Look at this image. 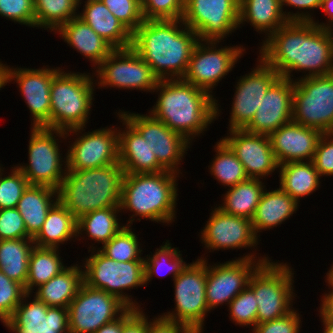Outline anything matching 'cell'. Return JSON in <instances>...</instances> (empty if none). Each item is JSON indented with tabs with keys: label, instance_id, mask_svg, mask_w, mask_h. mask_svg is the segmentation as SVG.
Returning a JSON list of instances; mask_svg holds the SVG:
<instances>
[{
	"label": "cell",
	"instance_id": "34",
	"mask_svg": "<svg viewBox=\"0 0 333 333\" xmlns=\"http://www.w3.org/2000/svg\"><path fill=\"white\" fill-rule=\"evenodd\" d=\"M279 167L280 187L298 203L299 198L318 190L321 175L312 161L287 162Z\"/></svg>",
	"mask_w": 333,
	"mask_h": 333
},
{
	"label": "cell",
	"instance_id": "29",
	"mask_svg": "<svg viewBox=\"0 0 333 333\" xmlns=\"http://www.w3.org/2000/svg\"><path fill=\"white\" fill-rule=\"evenodd\" d=\"M56 32L67 44L87 59L89 58L95 68L114 50L106 40L78 16L63 24Z\"/></svg>",
	"mask_w": 333,
	"mask_h": 333
},
{
	"label": "cell",
	"instance_id": "61",
	"mask_svg": "<svg viewBox=\"0 0 333 333\" xmlns=\"http://www.w3.org/2000/svg\"><path fill=\"white\" fill-rule=\"evenodd\" d=\"M76 1H77L78 4H81V3H82V2H81L82 0H76Z\"/></svg>",
	"mask_w": 333,
	"mask_h": 333
},
{
	"label": "cell",
	"instance_id": "57",
	"mask_svg": "<svg viewBox=\"0 0 333 333\" xmlns=\"http://www.w3.org/2000/svg\"><path fill=\"white\" fill-rule=\"evenodd\" d=\"M123 314L107 324L101 326L95 333H122Z\"/></svg>",
	"mask_w": 333,
	"mask_h": 333
},
{
	"label": "cell",
	"instance_id": "39",
	"mask_svg": "<svg viewBox=\"0 0 333 333\" xmlns=\"http://www.w3.org/2000/svg\"><path fill=\"white\" fill-rule=\"evenodd\" d=\"M77 7L79 4L76 0H34L35 27L56 32L63 24L78 16Z\"/></svg>",
	"mask_w": 333,
	"mask_h": 333
},
{
	"label": "cell",
	"instance_id": "21",
	"mask_svg": "<svg viewBox=\"0 0 333 333\" xmlns=\"http://www.w3.org/2000/svg\"><path fill=\"white\" fill-rule=\"evenodd\" d=\"M230 136L221 138L243 164L252 179H262L279 168L269 136L250 133L244 129L228 130Z\"/></svg>",
	"mask_w": 333,
	"mask_h": 333
},
{
	"label": "cell",
	"instance_id": "3",
	"mask_svg": "<svg viewBox=\"0 0 333 333\" xmlns=\"http://www.w3.org/2000/svg\"><path fill=\"white\" fill-rule=\"evenodd\" d=\"M155 91L160 94L149 113L189 142L220 114L212 94L183 79H161Z\"/></svg>",
	"mask_w": 333,
	"mask_h": 333
},
{
	"label": "cell",
	"instance_id": "25",
	"mask_svg": "<svg viewBox=\"0 0 333 333\" xmlns=\"http://www.w3.org/2000/svg\"><path fill=\"white\" fill-rule=\"evenodd\" d=\"M323 133L290 121L269 135L271 147L279 165L287 162L312 161Z\"/></svg>",
	"mask_w": 333,
	"mask_h": 333
},
{
	"label": "cell",
	"instance_id": "7",
	"mask_svg": "<svg viewBox=\"0 0 333 333\" xmlns=\"http://www.w3.org/2000/svg\"><path fill=\"white\" fill-rule=\"evenodd\" d=\"M270 261L261 263L248 282L258 304L257 324L281 318L293 310V269L286 263Z\"/></svg>",
	"mask_w": 333,
	"mask_h": 333
},
{
	"label": "cell",
	"instance_id": "15",
	"mask_svg": "<svg viewBox=\"0 0 333 333\" xmlns=\"http://www.w3.org/2000/svg\"><path fill=\"white\" fill-rule=\"evenodd\" d=\"M219 42L199 40L192 52L187 72L183 77L184 81L209 94L212 93L214 86L221 81V78L232 71L243 51H245V48L243 49L241 46H225L217 49L216 44H219Z\"/></svg>",
	"mask_w": 333,
	"mask_h": 333
},
{
	"label": "cell",
	"instance_id": "32",
	"mask_svg": "<svg viewBox=\"0 0 333 333\" xmlns=\"http://www.w3.org/2000/svg\"><path fill=\"white\" fill-rule=\"evenodd\" d=\"M77 265V266H76ZM74 264L37 288L35 297L48 307L68 308L83 284L82 266Z\"/></svg>",
	"mask_w": 333,
	"mask_h": 333
},
{
	"label": "cell",
	"instance_id": "10",
	"mask_svg": "<svg viewBox=\"0 0 333 333\" xmlns=\"http://www.w3.org/2000/svg\"><path fill=\"white\" fill-rule=\"evenodd\" d=\"M296 80L292 121L323 134L333 133V73Z\"/></svg>",
	"mask_w": 333,
	"mask_h": 333
},
{
	"label": "cell",
	"instance_id": "46",
	"mask_svg": "<svg viewBox=\"0 0 333 333\" xmlns=\"http://www.w3.org/2000/svg\"><path fill=\"white\" fill-rule=\"evenodd\" d=\"M26 294L24 287L0 271V320L5 324Z\"/></svg>",
	"mask_w": 333,
	"mask_h": 333
},
{
	"label": "cell",
	"instance_id": "18",
	"mask_svg": "<svg viewBox=\"0 0 333 333\" xmlns=\"http://www.w3.org/2000/svg\"><path fill=\"white\" fill-rule=\"evenodd\" d=\"M60 68H10L4 64V85L13 81L18 83L21 95L30 110L33 128L50 129L51 99L50 89L53 78Z\"/></svg>",
	"mask_w": 333,
	"mask_h": 333
},
{
	"label": "cell",
	"instance_id": "31",
	"mask_svg": "<svg viewBox=\"0 0 333 333\" xmlns=\"http://www.w3.org/2000/svg\"><path fill=\"white\" fill-rule=\"evenodd\" d=\"M57 201L58 190L51 187L29 185L24 191L16 208L21 214L27 234L31 238L39 233L47 218L48 211Z\"/></svg>",
	"mask_w": 333,
	"mask_h": 333
},
{
	"label": "cell",
	"instance_id": "47",
	"mask_svg": "<svg viewBox=\"0 0 333 333\" xmlns=\"http://www.w3.org/2000/svg\"><path fill=\"white\" fill-rule=\"evenodd\" d=\"M144 20L182 19L184 0H141Z\"/></svg>",
	"mask_w": 333,
	"mask_h": 333
},
{
	"label": "cell",
	"instance_id": "56",
	"mask_svg": "<svg viewBox=\"0 0 333 333\" xmlns=\"http://www.w3.org/2000/svg\"><path fill=\"white\" fill-rule=\"evenodd\" d=\"M320 8L323 12L326 13V15H328L329 23L327 25L324 23L319 24V22H315L314 19L311 22H313L317 27L332 30L331 25L333 26V0H322Z\"/></svg>",
	"mask_w": 333,
	"mask_h": 333
},
{
	"label": "cell",
	"instance_id": "52",
	"mask_svg": "<svg viewBox=\"0 0 333 333\" xmlns=\"http://www.w3.org/2000/svg\"><path fill=\"white\" fill-rule=\"evenodd\" d=\"M122 333H147V317L142 309L128 308L123 313Z\"/></svg>",
	"mask_w": 333,
	"mask_h": 333
},
{
	"label": "cell",
	"instance_id": "1",
	"mask_svg": "<svg viewBox=\"0 0 333 333\" xmlns=\"http://www.w3.org/2000/svg\"><path fill=\"white\" fill-rule=\"evenodd\" d=\"M333 30L311 21H289L263 41L261 59L281 77L309 71L304 77L333 73Z\"/></svg>",
	"mask_w": 333,
	"mask_h": 333
},
{
	"label": "cell",
	"instance_id": "17",
	"mask_svg": "<svg viewBox=\"0 0 333 333\" xmlns=\"http://www.w3.org/2000/svg\"><path fill=\"white\" fill-rule=\"evenodd\" d=\"M254 254L245 255L223 264L207 266L206 302L209 310L229 304L242 290L248 286L249 278L256 268L268 257L256 261ZM256 263V264H255Z\"/></svg>",
	"mask_w": 333,
	"mask_h": 333
},
{
	"label": "cell",
	"instance_id": "5",
	"mask_svg": "<svg viewBox=\"0 0 333 333\" xmlns=\"http://www.w3.org/2000/svg\"><path fill=\"white\" fill-rule=\"evenodd\" d=\"M171 171L156 173H125L122 182L120 209L134 212L126 224L131 226L140 216L155 222L171 223L175 219L177 176Z\"/></svg>",
	"mask_w": 333,
	"mask_h": 333
},
{
	"label": "cell",
	"instance_id": "14",
	"mask_svg": "<svg viewBox=\"0 0 333 333\" xmlns=\"http://www.w3.org/2000/svg\"><path fill=\"white\" fill-rule=\"evenodd\" d=\"M96 68L98 86L103 88L152 92L159 82L150 65L131 47L114 49Z\"/></svg>",
	"mask_w": 333,
	"mask_h": 333
},
{
	"label": "cell",
	"instance_id": "33",
	"mask_svg": "<svg viewBox=\"0 0 333 333\" xmlns=\"http://www.w3.org/2000/svg\"><path fill=\"white\" fill-rule=\"evenodd\" d=\"M77 236V219L58 200L48 211L41 230L33 238L37 247L59 248L60 244Z\"/></svg>",
	"mask_w": 333,
	"mask_h": 333
},
{
	"label": "cell",
	"instance_id": "43",
	"mask_svg": "<svg viewBox=\"0 0 333 333\" xmlns=\"http://www.w3.org/2000/svg\"><path fill=\"white\" fill-rule=\"evenodd\" d=\"M0 167V209L16 208L24 191L30 185L24 174L16 167H12L11 174L3 177Z\"/></svg>",
	"mask_w": 333,
	"mask_h": 333
},
{
	"label": "cell",
	"instance_id": "45",
	"mask_svg": "<svg viewBox=\"0 0 333 333\" xmlns=\"http://www.w3.org/2000/svg\"><path fill=\"white\" fill-rule=\"evenodd\" d=\"M102 2L131 33L144 21L141 0H102Z\"/></svg>",
	"mask_w": 333,
	"mask_h": 333
},
{
	"label": "cell",
	"instance_id": "11",
	"mask_svg": "<svg viewBox=\"0 0 333 333\" xmlns=\"http://www.w3.org/2000/svg\"><path fill=\"white\" fill-rule=\"evenodd\" d=\"M31 129L28 145L29 165L22 164L16 167L24 174L30 185L47 186L58 190L67 172V168L62 169V162L67 164V160H62L56 142L58 138L55 137L67 138L70 135L63 130L45 127Z\"/></svg>",
	"mask_w": 333,
	"mask_h": 333
},
{
	"label": "cell",
	"instance_id": "55",
	"mask_svg": "<svg viewBox=\"0 0 333 333\" xmlns=\"http://www.w3.org/2000/svg\"><path fill=\"white\" fill-rule=\"evenodd\" d=\"M322 303L320 307L321 319L333 320V290L325 294L322 298Z\"/></svg>",
	"mask_w": 333,
	"mask_h": 333
},
{
	"label": "cell",
	"instance_id": "16",
	"mask_svg": "<svg viewBox=\"0 0 333 333\" xmlns=\"http://www.w3.org/2000/svg\"><path fill=\"white\" fill-rule=\"evenodd\" d=\"M118 113L142 135L158 163L165 170L179 174L178 165H181L180 160L190 148V142L151 114Z\"/></svg>",
	"mask_w": 333,
	"mask_h": 333
},
{
	"label": "cell",
	"instance_id": "20",
	"mask_svg": "<svg viewBox=\"0 0 333 333\" xmlns=\"http://www.w3.org/2000/svg\"><path fill=\"white\" fill-rule=\"evenodd\" d=\"M259 65L237 82L229 120V130L244 129L254 117L270 86L280 77L279 73L261 58Z\"/></svg>",
	"mask_w": 333,
	"mask_h": 333
},
{
	"label": "cell",
	"instance_id": "37",
	"mask_svg": "<svg viewBox=\"0 0 333 333\" xmlns=\"http://www.w3.org/2000/svg\"><path fill=\"white\" fill-rule=\"evenodd\" d=\"M58 252V248L34 246L29 258L26 293L31 294L34 286H41L66 268Z\"/></svg>",
	"mask_w": 333,
	"mask_h": 333
},
{
	"label": "cell",
	"instance_id": "50",
	"mask_svg": "<svg viewBox=\"0 0 333 333\" xmlns=\"http://www.w3.org/2000/svg\"><path fill=\"white\" fill-rule=\"evenodd\" d=\"M312 162L321 176L333 175V133L321 135Z\"/></svg>",
	"mask_w": 333,
	"mask_h": 333
},
{
	"label": "cell",
	"instance_id": "19",
	"mask_svg": "<svg viewBox=\"0 0 333 333\" xmlns=\"http://www.w3.org/2000/svg\"><path fill=\"white\" fill-rule=\"evenodd\" d=\"M103 128L83 133L66 154L67 170H86L119 163L118 130Z\"/></svg>",
	"mask_w": 333,
	"mask_h": 333
},
{
	"label": "cell",
	"instance_id": "44",
	"mask_svg": "<svg viewBox=\"0 0 333 333\" xmlns=\"http://www.w3.org/2000/svg\"><path fill=\"white\" fill-rule=\"evenodd\" d=\"M228 305L230 318L236 322L235 324L252 325L253 328L256 326L258 304L254 291L249 286L242 290Z\"/></svg>",
	"mask_w": 333,
	"mask_h": 333
},
{
	"label": "cell",
	"instance_id": "48",
	"mask_svg": "<svg viewBox=\"0 0 333 333\" xmlns=\"http://www.w3.org/2000/svg\"><path fill=\"white\" fill-rule=\"evenodd\" d=\"M0 16L34 28V0H0Z\"/></svg>",
	"mask_w": 333,
	"mask_h": 333
},
{
	"label": "cell",
	"instance_id": "26",
	"mask_svg": "<svg viewBox=\"0 0 333 333\" xmlns=\"http://www.w3.org/2000/svg\"><path fill=\"white\" fill-rule=\"evenodd\" d=\"M118 116L126 125L124 132L118 130L119 164L124 172L139 174L165 171L142 135L119 113Z\"/></svg>",
	"mask_w": 333,
	"mask_h": 333
},
{
	"label": "cell",
	"instance_id": "30",
	"mask_svg": "<svg viewBox=\"0 0 333 333\" xmlns=\"http://www.w3.org/2000/svg\"><path fill=\"white\" fill-rule=\"evenodd\" d=\"M298 206V202L280 186L270 192L265 189L251 220L255 236L258 238L260 230H270L282 224L297 211Z\"/></svg>",
	"mask_w": 333,
	"mask_h": 333
},
{
	"label": "cell",
	"instance_id": "59",
	"mask_svg": "<svg viewBox=\"0 0 333 333\" xmlns=\"http://www.w3.org/2000/svg\"><path fill=\"white\" fill-rule=\"evenodd\" d=\"M326 275H327L326 282L329 284L328 286L331 287L333 290V265Z\"/></svg>",
	"mask_w": 333,
	"mask_h": 333
},
{
	"label": "cell",
	"instance_id": "2",
	"mask_svg": "<svg viewBox=\"0 0 333 333\" xmlns=\"http://www.w3.org/2000/svg\"><path fill=\"white\" fill-rule=\"evenodd\" d=\"M198 41V35L182 19L144 20L132 33L131 48L159 80L183 79Z\"/></svg>",
	"mask_w": 333,
	"mask_h": 333
},
{
	"label": "cell",
	"instance_id": "53",
	"mask_svg": "<svg viewBox=\"0 0 333 333\" xmlns=\"http://www.w3.org/2000/svg\"><path fill=\"white\" fill-rule=\"evenodd\" d=\"M147 333H192L186 326L174 321H169L159 316L153 321L147 318Z\"/></svg>",
	"mask_w": 333,
	"mask_h": 333
},
{
	"label": "cell",
	"instance_id": "12",
	"mask_svg": "<svg viewBox=\"0 0 333 333\" xmlns=\"http://www.w3.org/2000/svg\"><path fill=\"white\" fill-rule=\"evenodd\" d=\"M240 0H184L183 23L199 40L221 41L239 28Z\"/></svg>",
	"mask_w": 333,
	"mask_h": 333
},
{
	"label": "cell",
	"instance_id": "23",
	"mask_svg": "<svg viewBox=\"0 0 333 333\" xmlns=\"http://www.w3.org/2000/svg\"><path fill=\"white\" fill-rule=\"evenodd\" d=\"M201 240L205 248L240 249L256 247L258 238L255 236L250 219L234 216L214 208L204 229L201 231Z\"/></svg>",
	"mask_w": 333,
	"mask_h": 333
},
{
	"label": "cell",
	"instance_id": "42",
	"mask_svg": "<svg viewBox=\"0 0 333 333\" xmlns=\"http://www.w3.org/2000/svg\"><path fill=\"white\" fill-rule=\"evenodd\" d=\"M165 263L168 265L166 268ZM186 264L178 248H172L169 241H167L165 245L156 250L152 257L147 255V258H144L145 284L151 280L153 275L161 276L160 273L164 268L169 270L166 271V275L171 273L175 278Z\"/></svg>",
	"mask_w": 333,
	"mask_h": 333
},
{
	"label": "cell",
	"instance_id": "4",
	"mask_svg": "<svg viewBox=\"0 0 333 333\" xmlns=\"http://www.w3.org/2000/svg\"><path fill=\"white\" fill-rule=\"evenodd\" d=\"M124 175L119 163L67 170L58 189V200L76 219L95 210L120 207Z\"/></svg>",
	"mask_w": 333,
	"mask_h": 333
},
{
	"label": "cell",
	"instance_id": "49",
	"mask_svg": "<svg viewBox=\"0 0 333 333\" xmlns=\"http://www.w3.org/2000/svg\"><path fill=\"white\" fill-rule=\"evenodd\" d=\"M31 238L17 208L0 209V240Z\"/></svg>",
	"mask_w": 333,
	"mask_h": 333
},
{
	"label": "cell",
	"instance_id": "6",
	"mask_svg": "<svg viewBox=\"0 0 333 333\" xmlns=\"http://www.w3.org/2000/svg\"><path fill=\"white\" fill-rule=\"evenodd\" d=\"M62 70L51 83L50 129L76 133L78 136L89 120L94 98L93 84L96 83L88 73H64Z\"/></svg>",
	"mask_w": 333,
	"mask_h": 333
},
{
	"label": "cell",
	"instance_id": "35",
	"mask_svg": "<svg viewBox=\"0 0 333 333\" xmlns=\"http://www.w3.org/2000/svg\"><path fill=\"white\" fill-rule=\"evenodd\" d=\"M34 246L33 238L0 240V271L24 288Z\"/></svg>",
	"mask_w": 333,
	"mask_h": 333
},
{
	"label": "cell",
	"instance_id": "28",
	"mask_svg": "<svg viewBox=\"0 0 333 333\" xmlns=\"http://www.w3.org/2000/svg\"><path fill=\"white\" fill-rule=\"evenodd\" d=\"M78 17L114 49L131 47L132 33L104 5L102 0H87Z\"/></svg>",
	"mask_w": 333,
	"mask_h": 333
},
{
	"label": "cell",
	"instance_id": "38",
	"mask_svg": "<svg viewBox=\"0 0 333 333\" xmlns=\"http://www.w3.org/2000/svg\"><path fill=\"white\" fill-rule=\"evenodd\" d=\"M120 210V207H108L82 215L77 219V236L85 231L91 240L106 244L124 227L116 215Z\"/></svg>",
	"mask_w": 333,
	"mask_h": 333
},
{
	"label": "cell",
	"instance_id": "24",
	"mask_svg": "<svg viewBox=\"0 0 333 333\" xmlns=\"http://www.w3.org/2000/svg\"><path fill=\"white\" fill-rule=\"evenodd\" d=\"M294 80L279 77L262 98L251 122L244 130L269 136L292 120Z\"/></svg>",
	"mask_w": 333,
	"mask_h": 333
},
{
	"label": "cell",
	"instance_id": "13",
	"mask_svg": "<svg viewBox=\"0 0 333 333\" xmlns=\"http://www.w3.org/2000/svg\"><path fill=\"white\" fill-rule=\"evenodd\" d=\"M128 308L118 297L83 282L68 307L70 333H95Z\"/></svg>",
	"mask_w": 333,
	"mask_h": 333
},
{
	"label": "cell",
	"instance_id": "36",
	"mask_svg": "<svg viewBox=\"0 0 333 333\" xmlns=\"http://www.w3.org/2000/svg\"><path fill=\"white\" fill-rule=\"evenodd\" d=\"M260 179H252L230 187L224 195L223 212L252 220L265 186Z\"/></svg>",
	"mask_w": 333,
	"mask_h": 333
},
{
	"label": "cell",
	"instance_id": "8",
	"mask_svg": "<svg viewBox=\"0 0 333 333\" xmlns=\"http://www.w3.org/2000/svg\"><path fill=\"white\" fill-rule=\"evenodd\" d=\"M206 259L186 264L173 279L176 307L173 312L160 315L169 321L183 324L192 333H203L204 318L209 308L206 302Z\"/></svg>",
	"mask_w": 333,
	"mask_h": 333
},
{
	"label": "cell",
	"instance_id": "60",
	"mask_svg": "<svg viewBox=\"0 0 333 333\" xmlns=\"http://www.w3.org/2000/svg\"><path fill=\"white\" fill-rule=\"evenodd\" d=\"M4 85V65L0 62V90Z\"/></svg>",
	"mask_w": 333,
	"mask_h": 333
},
{
	"label": "cell",
	"instance_id": "9",
	"mask_svg": "<svg viewBox=\"0 0 333 333\" xmlns=\"http://www.w3.org/2000/svg\"><path fill=\"white\" fill-rule=\"evenodd\" d=\"M92 252L93 255L85 259L83 266L84 283L118 297L129 308L141 309L123 290L145 284L144 260L117 262L105 256L99 249Z\"/></svg>",
	"mask_w": 333,
	"mask_h": 333
},
{
	"label": "cell",
	"instance_id": "58",
	"mask_svg": "<svg viewBox=\"0 0 333 333\" xmlns=\"http://www.w3.org/2000/svg\"><path fill=\"white\" fill-rule=\"evenodd\" d=\"M324 325L323 333H333V320L330 319H322Z\"/></svg>",
	"mask_w": 333,
	"mask_h": 333
},
{
	"label": "cell",
	"instance_id": "41",
	"mask_svg": "<svg viewBox=\"0 0 333 333\" xmlns=\"http://www.w3.org/2000/svg\"><path fill=\"white\" fill-rule=\"evenodd\" d=\"M131 226L124 227L100 251L107 257L117 262L144 260L141 256L138 237L132 232Z\"/></svg>",
	"mask_w": 333,
	"mask_h": 333
},
{
	"label": "cell",
	"instance_id": "51",
	"mask_svg": "<svg viewBox=\"0 0 333 333\" xmlns=\"http://www.w3.org/2000/svg\"><path fill=\"white\" fill-rule=\"evenodd\" d=\"M300 323L299 313L292 310L281 318L256 324L252 331L253 333H299Z\"/></svg>",
	"mask_w": 333,
	"mask_h": 333
},
{
	"label": "cell",
	"instance_id": "22",
	"mask_svg": "<svg viewBox=\"0 0 333 333\" xmlns=\"http://www.w3.org/2000/svg\"><path fill=\"white\" fill-rule=\"evenodd\" d=\"M29 295L23 296L4 326L15 333H70L68 308L48 307L35 296L32 302L26 303Z\"/></svg>",
	"mask_w": 333,
	"mask_h": 333
},
{
	"label": "cell",
	"instance_id": "40",
	"mask_svg": "<svg viewBox=\"0 0 333 333\" xmlns=\"http://www.w3.org/2000/svg\"><path fill=\"white\" fill-rule=\"evenodd\" d=\"M215 152L217 154L209 169L218 182L230 188L249 179L243 164L223 140L217 142Z\"/></svg>",
	"mask_w": 333,
	"mask_h": 333
},
{
	"label": "cell",
	"instance_id": "27",
	"mask_svg": "<svg viewBox=\"0 0 333 333\" xmlns=\"http://www.w3.org/2000/svg\"><path fill=\"white\" fill-rule=\"evenodd\" d=\"M312 20L308 12H283L280 0H240L239 4V27L245 21L250 22L256 31L266 32V37L289 21Z\"/></svg>",
	"mask_w": 333,
	"mask_h": 333
},
{
	"label": "cell",
	"instance_id": "54",
	"mask_svg": "<svg viewBox=\"0 0 333 333\" xmlns=\"http://www.w3.org/2000/svg\"><path fill=\"white\" fill-rule=\"evenodd\" d=\"M281 1V7L283 5L292 6L294 8L300 9H318L321 6L322 0H280Z\"/></svg>",
	"mask_w": 333,
	"mask_h": 333
}]
</instances>
